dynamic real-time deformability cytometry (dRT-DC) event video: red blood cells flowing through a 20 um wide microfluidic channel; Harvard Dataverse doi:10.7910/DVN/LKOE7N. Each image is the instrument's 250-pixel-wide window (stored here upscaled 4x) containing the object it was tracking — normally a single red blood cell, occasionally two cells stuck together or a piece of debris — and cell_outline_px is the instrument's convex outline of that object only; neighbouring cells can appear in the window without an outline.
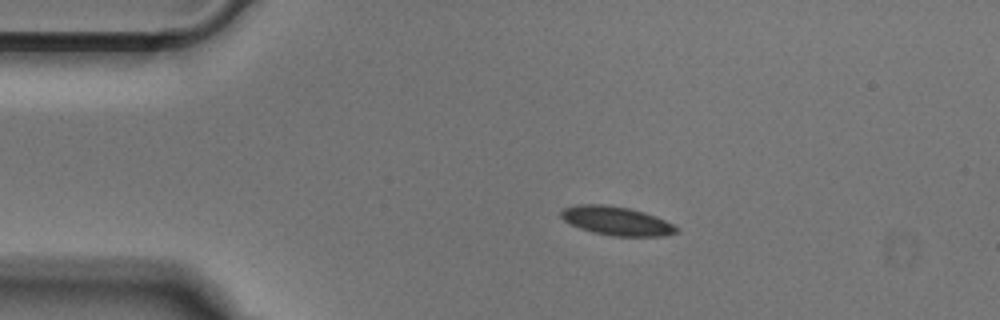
{"species": "Egyptian fruit bat (a non-hibernating species)", "species_latin": "Rousettus aegyptiacus", "temperature_condition": "cold", "stored_images_in_passage": 42, "camera_frame_rate_fps": 3000, "um_per_image_px": 0.085, "animal": {"sex": "male"}, "frame": {"image": 1, "passage_image": 1, "time_ms": 0.0, "image_size_px": [1000, 320], "cell_outline_px": [[680, 228], [676, 232], [664, 236], [616, 236], [592, 232], [580, 228], [564, 220], [560, 216], [560, 212], [564, 208], [576, 204], [604, 204], [628, 208], [644, 212], [656, 216]], "centroid_in_image_um": [52.4, 18.77], "position_along_channel_um": 32.6, "area_um2": 19.25}}
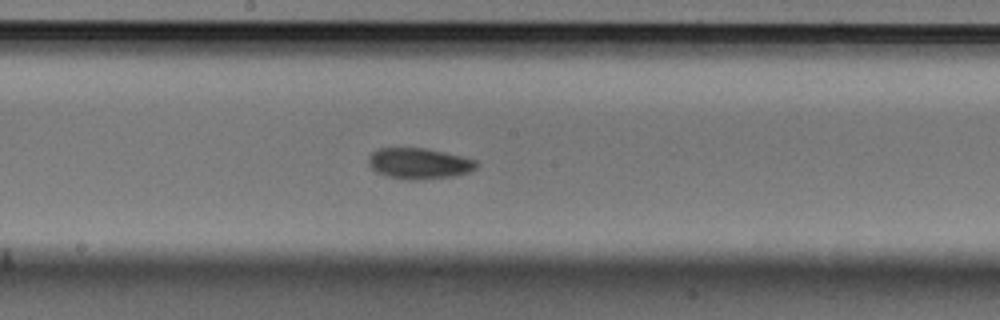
{"frame": {"image": 2, "passage_image": 18, "time_ms": 5.667, "image_size_px": [1000, 320], "cell_outline_px": [[480, 164], [476, 168], [468, 172], [452, 176], [416, 180], [412, 180], [388, 176], [376, 172], [368, 164], [368, 156], [372, 152], [380, 148], [424, 148], [444, 152], [476, 160]], "centroid_in_image_um": [35.61, 13.89], "position_along_channel_um": 212.6, "area_um2": 19.31}}
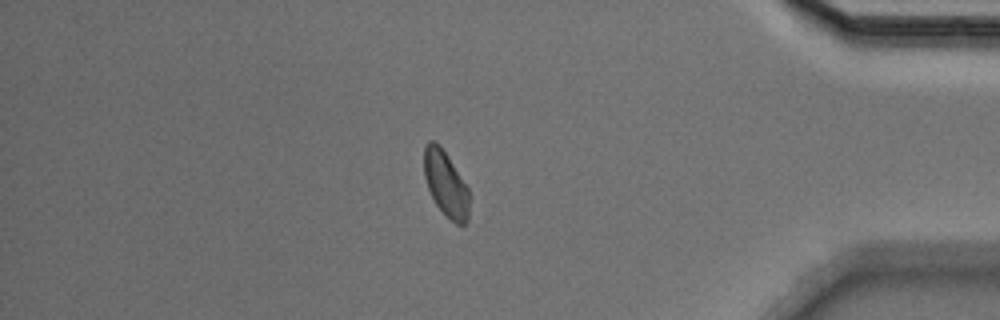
{"frame": {"image": 3, "passage_image": 35, "time_ms": 11.333, "image_size_px": [1000, 320], "cell_outline_px": [[468, 220], [464, 224], [456, 224], [436, 204], [428, 188], [424, 176], [424, 148], [428, 140], [432, 140], [440, 144], [468, 188]], "centroid_in_image_um": [37.87, 15.58], "position_along_channel_um": 397.3, "area_um2": 16.88}}